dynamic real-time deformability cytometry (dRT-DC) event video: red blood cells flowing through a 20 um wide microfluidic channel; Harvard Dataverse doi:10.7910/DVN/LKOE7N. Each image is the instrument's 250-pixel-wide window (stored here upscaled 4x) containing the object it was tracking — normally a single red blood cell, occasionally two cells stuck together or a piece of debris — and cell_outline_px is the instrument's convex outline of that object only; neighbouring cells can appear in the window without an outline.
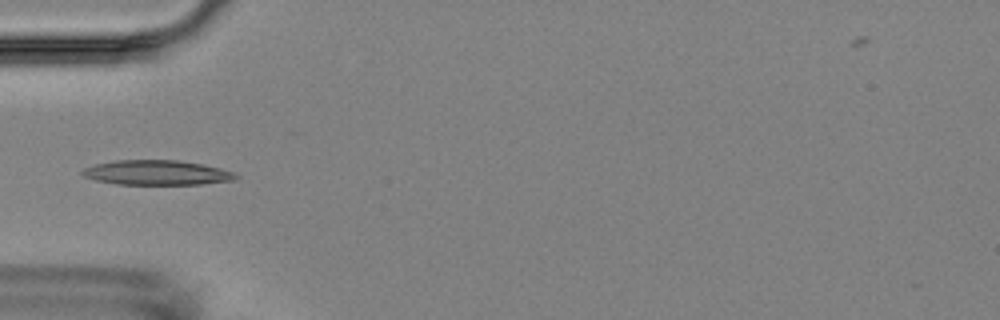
{"species": "Egyptian fruit bat (a non-hibernating species)", "species_latin": "Rousettus aegyptiacus", "temperature_condition": "room temperature", "stored_images_in_passage": 7, "camera_frame_rate_fps": 3000, "um_per_image_px": 0.085, "animal": {"sex": "female"}, "frame": {"image": 1, "passage_image": 5, "time_ms": 5.667, "image_size_px": [1000, 320], "cell_outline_px": [[240, 176], [236, 180], [200, 184], [116, 184], [96, 180], [84, 176], [80, 172], [84, 168], [96, 164], [116, 160], [176, 160], [204, 164], [220, 168], [232, 172]], "centroid_in_image_um": [13.35, 14.67], "position_along_channel_um": 71.7, "area_um2": 22.08}}